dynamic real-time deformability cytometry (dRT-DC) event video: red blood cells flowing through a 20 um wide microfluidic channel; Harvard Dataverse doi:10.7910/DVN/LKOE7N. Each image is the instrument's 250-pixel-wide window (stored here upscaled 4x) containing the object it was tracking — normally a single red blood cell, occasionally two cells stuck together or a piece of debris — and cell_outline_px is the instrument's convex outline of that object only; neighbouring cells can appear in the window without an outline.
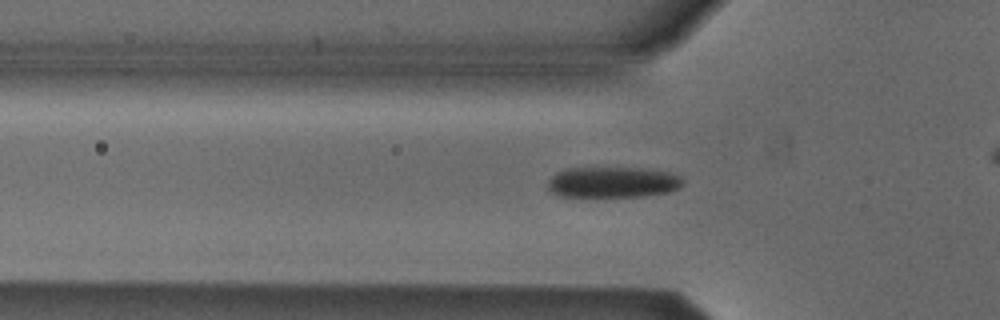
{"species": "Egyptian fruit bat (a non-hibernating species)", "species_latin": "Rousettus aegyptiacus", "temperature_condition": "cold", "stored_images_in_passage": 42, "camera_frame_rate_fps": 3000, "um_per_image_px": 0.085, "animal": {"sex": "male"}, "frame": {"image": 1, "passage_image": 16, "time_ms": 5.0, "image_size_px": [1000, 320], "cell_outline_px": [[684, 184], [680, 188], [668, 192], [644, 196], [560, 196], [552, 192], [548, 188], [548, 180], [556, 172], [564, 168], [616, 164], [668, 172], [680, 176], [684, 180]], "centroid_in_image_um": [52.07, 15.42], "position_along_channel_um": 73.7, "area_um2": 25.43}}
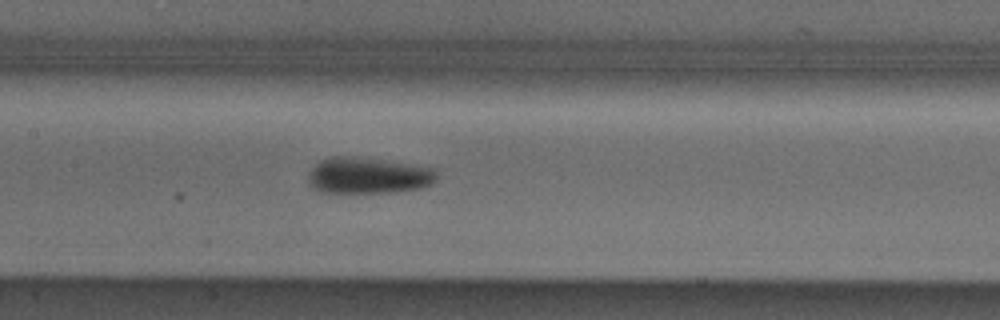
{"frame": {"image": 2, "passage_image": 24, "time_ms": 7.667, "image_size_px": [1000, 320], "cell_outline_px": [[436, 180], [432, 184], [420, 188], [392, 192], [320, 192], [312, 188], [308, 184], [308, 172], [320, 160], [328, 156], [356, 156], [384, 160], [436, 168]], "centroid_in_image_um": [31.26, 14.91], "position_along_channel_um": 176.1, "area_um2": 27.4}}
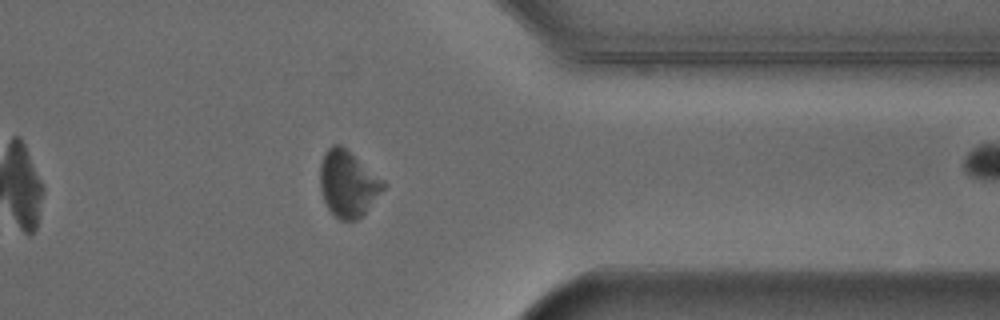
{"frame": {"image": 3, "passage_image": 41, "time_ms": 13.333, "image_size_px": [1000, 320], "cell_outline_px": [[388, 184], [364, 212], [356, 220], [340, 220], [328, 208], [320, 192], [320, 164], [324, 152], [332, 144], [340, 144], [384, 180]], "centroid_in_image_um": [29.55, 15.59], "position_along_channel_um": 381.8, "area_um2": 24.16}}